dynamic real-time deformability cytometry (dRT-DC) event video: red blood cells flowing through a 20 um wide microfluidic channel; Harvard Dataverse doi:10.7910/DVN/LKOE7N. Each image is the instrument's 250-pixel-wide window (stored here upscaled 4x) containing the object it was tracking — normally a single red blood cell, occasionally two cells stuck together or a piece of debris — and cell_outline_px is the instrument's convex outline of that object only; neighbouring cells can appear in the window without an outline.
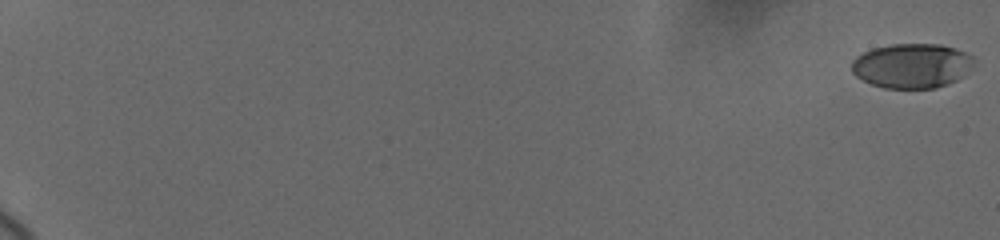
{"species": "human", "species_latin": "Homo sapiens", "temperature_condition": "cold", "stored_images_in_passage": 25, "camera_frame_rate_fps": 3000, "um_per_image_px": 0.085, "donor": {"sex": "female"}, "frame": {"image": 1, "passage_image": 1, "time_ms": 0.0, "image_size_px": [1000, 240], "cell_outline_px": [[976, 60], [956, 80], [948, 84], [936, 88], [884, 88], [872, 84], [856, 76], [852, 72], [852, 60], [856, 56], [872, 48], [892, 44], [940, 44], [956, 48], [972, 56]], "centroid_in_image_um": [77.48, 5.58], "position_along_channel_um": 7.5, "area_um2": 31.62}}
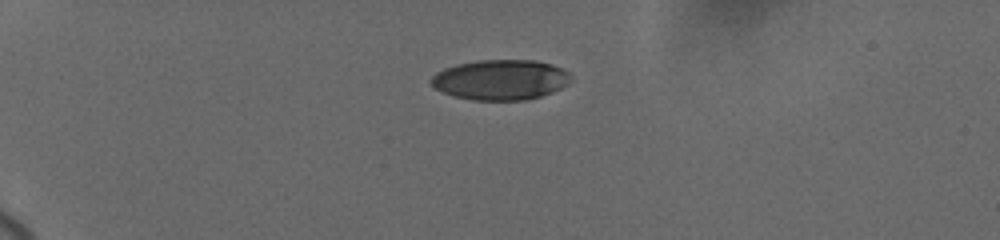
{"frame": {"image": 2, "passage_image": 16, "time_ms": 5.667, "image_size_px": [1000, 240], "cell_outline_px": [[572, 80], [568, 84], [552, 92], [528, 100], [472, 100], [452, 96], [436, 88], [428, 80], [436, 72], [444, 68], [456, 64], [480, 60], [532, 60], [552, 64], [568, 72], [572, 76]], "centroid_in_image_um": [42.54, 6.78], "position_along_channel_um": 42.5, "area_um2": 32.89}}